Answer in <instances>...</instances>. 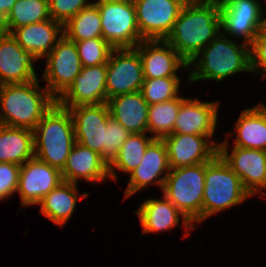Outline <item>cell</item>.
I'll return each mask as SVG.
<instances>
[{
	"label": "cell",
	"instance_id": "obj_7",
	"mask_svg": "<svg viewBox=\"0 0 266 267\" xmlns=\"http://www.w3.org/2000/svg\"><path fill=\"white\" fill-rule=\"evenodd\" d=\"M105 41L114 49L135 48L141 41L132 0H96Z\"/></svg>",
	"mask_w": 266,
	"mask_h": 267
},
{
	"label": "cell",
	"instance_id": "obj_6",
	"mask_svg": "<svg viewBox=\"0 0 266 267\" xmlns=\"http://www.w3.org/2000/svg\"><path fill=\"white\" fill-rule=\"evenodd\" d=\"M204 186L205 162L195 166L170 169L162 191L163 195L194 225L202 222Z\"/></svg>",
	"mask_w": 266,
	"mask_h": 267
},
{
	"label": "cell",
	"instance_id": "obj_14",
	"mask_svg": "<svg viewBox=\"0 0 266 267\" xmlns=\"http://www.w3.org/2000/svg\"><path fill=\"white\" fill-rule=\"evenodd\" d=\"M61 170L33 157L21 165L17 193L21 207L37 205L51 190L63 182Z\"/></svg>",
	"mask_w": 266,
	"mask_h": 267
},
{
	"label": "cell",
	"instance_id": "obj_3",
	"mask_svg": "<svg viewBox=\"0 0 266 267\" xmlns=\"http://www.w3.org/2000/svg\"><path fill=\"white\" fill-rule=\"evenodd\" d=\"M198 61V62H197ZM188 66L192 68L188 81H222L239 72L250 71V46L238 44L221 32L204 47Z\"/></svg>",
	"mask_w": 266,
	"mask_h": 267
},
{
	"label": "cell",
	"instance_id": "obj_26",
	"mask_svg": "<svg viewBox=\"0 0 266 267\" xmlns=\"http://www.w3.org/2000/svg\"><path fill=\"white\" fill-rule=\"evenodd\" d=\"M236 122L234 146L266 151V105L263 102L243 110Z\"/></svg>",
	"mask_w": 266,
	"mask_h": 267
},
{
	"label": "cell",
	"instance_id": "obj_2",
	"mask_svg": "<svg viewBox=\"0 0 266 267\" xmlns=\"http://www.w3.org/2000/svg\"><path fill=\"white\" fill-rule=\"evenodd\" d=\"M38 78L31 82L0 85V124L34 130L56 99ZM42 89L41 91H39Z\"/></svg>",
	"mask_w": 266,
	"mask_h": 267
},
{
	"label": "cell",
	"instance_id": "obj_24",
	"mask_svg": "<svg viewBox=\"0 0 266 267\" xmlns=\"http://www.w3.org/2000/svg\"><path fill=\"white\" fill-rule=\"evenodd\" d=\"M107 105L110 116L129 133H147L149 104L141 91L114 96Z\"/></svg>",
	"mask_w": 266,
	"mask_h": 267
},
{
	"label": "cell",
	"instance_id": "obj_4",
	"mask_svg": "<svg viewBox=\"0 0 266 267\" xmlns=\"http://www.w3.org/2000/svg\"><path fill=\"white\" fill-rule=\"evenodd\" d=\"M33 135L35 157L62 170L76 143L70 111L55 102L38 122Z\"/></svg>",
	"mask_w": 266,
	"mask_h": 267
},
{
	"label": "cell",
	"instance_id": "obj_20",
	"mask_svg": "<svg viewBox=\"0 0 266 267\" xmlns=\"http://www.w3.org/2000/svg\"><path fill=\"white\" fill-rule=\"evenodd\" d=\"M220 103L185 98L174 123L173 134L214 136Z\"/></svg>",
	"mask_w": 266,
	"mask_h": 267
},
{
	"label": "cell",
	"instance_id": "obj_28",
	"mask_svg": "<svg viewBox=\"0 0 266 267\" xmlns=\"http://www.w3.org/2000/svg\"><path fill=\"white\" fill-rule=\"evenodd\" d=\"M155 138L147 136V133H131L119 150L117 158L109 166V177L116 181L115 170L129 174L141 162L148 145Z\"/></svg>",
	"mask_w": 266,
	"mask_h": 267
},
{
	"label": "cell",
	"instance_id": "obj_36",
	"mask_svg": "<svg viewBox=\"0 0 266 267\" xmlns=\"http://www.w3.org/2000/svg\"><path fill=\"white\" fill-rule=\"evenodd\" d=\"M21 166L9 162H0V200L16 193Z\"/></svg>",
	"mask_w": 266,
	"mask_h": 267
},
{
	"label": "cell",
	"instance_id": "obj_19",
	"mask_svg": "<svg viewBox=\"0 0 266 267\" xmlns=\"http://www.w3.org/2000/svg\"><path fill=\"white\" fill-rule=\"evenodd\" d=\"M37 60L10 33L4 32L0 36V85L36 80L38 77L33 63Z\"/></svg>",
	"mask_w": 266,
	"mask_h": 267
},
{
	"label": "cell",
	"instance_id": "obj_5",
	"mask_svg": "<svg viewBox=\"0 0 266 267\" xmlns=\"http://www.w3.org/2000/svg\"><path fill=\"white\" fill-rule=\"evenodd\" d=\"M251 195L230 166L217 154L205 162L202 222L219 212L243 203Z\"/></svg>",
	"mask_w": 266,
	"mask_h": 267
},
{
	"label": "cell",
	"instance_id": "obj_30",
	"mask_svg": "<svg viewBox=\"0 0 266 267\" xmlns=\"http://www.w3.org/2000/svg\"><path fill=\"white\" fill-rule=\"evenodd\" d=\"M49 0H17L3 21L4 31L50 19Z\"/></svg>",
	"mask_w": 266,
	"mask_h": 267
},
{
	"label": "cell",
	"instance_id": "obj_16",
	"mask_svg": "<svg viewBox=\"0 0 266 267\" xmlns=\"http://www.w3.org/2000/svg\"><path fill=\"white\" fill-rule=\"evenodd\" d=\"M72 116L76 142L100 154L110 116L107 103L67 108Z\"/></svg>",
	"mask_w": 266,
	"mask_h": 267
},
{
	"label": "cell",
	"instance_id": "obj_8",
	"mask_svg": "<svg viewBox=\"0 0 266 267\" xmlns=\"http://www.w3.org/2000/svg\"><path fill=\"white\" fill-rule=\"evenodd\" d=\"M263 11L258 0H229L220 6L222 34L242 38V42L250 46L266 27Z\"/></svg>",
	"mask_w": 266,
	"mask_h": 267
},
{
	"label": "cell",
	"instance_id": "obj_31",
	"mask_svg": "<svg viewBox=\"0 0 266 267\" xmlns=\"http://www.w3.org/2000/svg\"><path fill=\"white\" fill-rule=\"evenodd\" d=\"M184 99V97L179 96L169 101L149 105L147 133H151L155 139H162L173 134L178 110Z\"/></svg>",
	"mask_w": 266,
	"mask_h": 267
},
{
	"label": "cell",
	"instance_id": "obj_12",
	"mask_svg": "<svg viewBox=\"0 0 266 267\" xmlns=\"http://www.w3.org/2000/svg\"><path fill=\"white\" fill-rule=\"evenodd\" d=\"M228 140L218 145V154L236 173L251 196L266 188V151L231 146Z\"/></svg>",
	"mask_w": 266,
	"mask_h": 267
},
{
	"label": "cell",
	"instance_id": "obj_27",
	"mask_svg": "<svg viewBox=\"0 0 266 267\" xmlns=\"http://www.w3.org/2000/svg\"><path fill=\"white\" fill-rule=\"evenodd\" d=\"M35 157L33 131L0 124V162L23 165Z\"/></svg>",
	"mask_w": 266,
	"mask_h": 267
},
{
	"label": "cell",
	"instance_id": "obj_22",
	"mask_svg": "<svg viewBox=\"0 0 266 267\" xmlns=\"http://www.w3.org/2000/svg\"><path fill=\"white\" fill-rule=\"evenodd\" d=\"M10 34L36 58H45L64 36L63 24L52 18L13 29Z\"/></svg>",
	"mask_w": 266,
	"mask_h": 267
},
{
	"label": "cell",
	"instance_id": "obj_41",
	"mask_svg": "<svg viewBox=\"0 0 266 267\" xmlns=\"http://www.w3.org/2000/svg\"><path fill=\"white\" fill-rule=\"evenodd\" d=\"M4 26H3V22L0 20V36L4 33Z\"/></svg>",
	"mask_w": 266,
	"mask_h": 267
},
{
	"label": "cell",
	"instance_id": "obj_37",
	"mask_svg": "<svg viewBox=\"0 0 266 267\" xmlns=\"http://www.w3.org/2000/svg\"><path fill=\"white\" fill-rule=\"evenodd\" d=\"M250 71L258 72V75L263 71L262 78L266 79V27L259 32L250 45Z\"/></svg>",
	"mask_w": 266,
	"mask_h": 267
},
{
	"label": "cell",
	"instance_id": "obj_35",
	"mask_svg": "<svg viewBox=\"0 0 266 267\" xmlns=\"http://www.w3.org/2000/svg\"><path fill=\"white\" fill-rule=\"evenodd\" d=\"M88 0H49L50 17L63 25L78 12L90 6Z\"/></svg>",
	"mask_w": 266,
	"mask_h": 267
},
{
	"label": "cell",
	"instance_id": "obj_38",
	"mask_svg": "<svg viewBox=\"0 0 266 267\" xmlns=\"http://www.w3.org/2000/svg\"><path fill=\"white\" fill-rule=\"evenodd\" d=\"M17 0H0V20L3 22Z\"/></svg>",
	"mask_w": 266,
	"mask_h": 267
},
{
	"label": "cell",
	"instance_id": "obj_10",
	"mask_svg": "<svg viewBox=\"0 0 266 267\" xmlns=\"http://www.w3.org/2000/svg\"><path fill=\"white\" fill-rule=\"evenodd\" d=\"M143 82L139 52L135 48L114 49L107 62V101L117 95L140 91Z\"/></svg>",
	"mask_w": 266,
	"mask_h": 267
},
{
	"label": "cell",
	"instance_id": "obj_9",
	"mask_svg": "<svg viewBox=\"0 0 266 267\" xmlns=\"http://www.w3.org/2000/svg\"><path fill=\"white\" fill-rule=\"evenodd\" d=\"M47 64L41 79L49 93L57 100L73 83L82 69L76 44L63 36L46 56Z\"/></svg>",
	"mask_w": 266,
	"mask_h": 267
},
{
	"label": "cell",
	"instance_id": "obj_29",
	"mask_svg": "<svg viewBox=\"0 0 266 267\" xmlns=\"http://www.w3.org/2000/svg\"><path fill=\"white\" fill-rule=\"evenodd\" d=\"M64 36L71 41L103 37L101 16L95 3L78 12L63 25Z\"/></svg>",
	"mask_w": 266,
	"mask_h": 267
},
{
	"label": "cell",
	"instance_id": "obj_23",
	"mask_svg": "<svg viewBox=\"0 0 266 267\" xmlns=\"http://www.w3.org/2000/svg\"><path fill=\"white\" fill-rule=\"evenodd\" d=\"M64 181L77 184L78 179L87 182H103L109 177V166L102 160L100 154L75 143L66 164L61 170Z\"/></svg>",
	"mask_w": 266,
	"mask_h": 267
},
{
	"label": "cell",
	"instance_id": "obj_25",
	"mask_svg": "<svg viewBox=\"0 0 266 267\" xmlns=\"http://www.w3.org/2000/svg\"><path fill=\"white\" fill-rule=\"evenodd\" d=\"M77 185L67 181L61 182L37 204L40 206V213L56 225L63 227L74 213L78 198H87L89 195L81 193L78 196Z\"/></svg>",
	"mask_w": 266,
	"mask_h": 267
},
{
	"label": "cell",
	"instance_id": "obj_39",
	"mask_svg": "<svg viewBox=\"0 0 266 267\" xmlns=\"http://www.w3.org/2000/svg\"><path fill=\"white\" fill-rule=\"evenodd\" d=\"M229 0H214V3L221 6L223 4H225L226 2H228Z\"/></svg>",
	"mask_w": 266,
	"mask_h": 267
},
{
	"label": "cell",
	"instance_id": "obj_13",
	"mask_svg": "<svg viewBox=\"0 0 266 267\" xmlns=\"http://www.w3.org/2000/svg\"><path fill=\"white\" fill-rule=\"evenodd\" d=\"M213 136L170 134L162 138L165 143L170 169L195 166L210 162L218 154L219 142Z\"/></svg>",
	"mask_w": 266,
	"mask_h": 267
},
{
	"label": "cell",
	"instance_id": "obj_18",
	"mask_svg": "<svg viewBox=\"0 0 266 267\" xmlns=\"http://www.w3.org/2000/svg\"><path fill=\"white\" fill-rule=\"evenodd\" d=\"M170 172L167 149L162 139H154L147 147L140 164L129 173V183L125 190V199L155 184L163 189L165 179ZM164 174L163 177L161 175Z\"/></svg>",
	"mask_w": 266,
	"mask_h": 267
},
{
	"label": "cell",
	"instance_id": "obj_21",
	"mask_svg": "<svg viewBox=\"0 0 266 267\" xmlns=\"http://www.w3.org/2000/svg\"><path fill=\"white\" fill-rule=\"evenodd\" d=\"M135 214L139 216V221L142 226V235L146 233H161L166 230L174 228L176 225L181 224L182 218L183 226L186 229L184 236L187 237L195 228L187 217L182 214L177 207L168 200L164 195L161 199H148L138 207ZM187 232V233H186Z\"/></svg>",
	"mask_w": 266,
	"mask_h": 267
},
{
	"label": "cell",
	"instance_id": "obj_15",
	"mask_svg": "<svg viewBox=\"0 0 266 267\" xmlns=\"http://www.w3.org/2000/svg\"><path fill=\"white\" fill-rule=\"evenodd\" d=\"M106 75L107 63L82 67L73 83L56 102L64 108L107 103Z\"/></svg>",
	"mask_w": 266,
	"mask_h": 267
},
{
	"label": "cell",
	"instance_id": "obj_33",
	"mask_svg": "<svg viewBox=\"0 0 266 267\" xmlns=\"http://www.w3.org/2000/svg\"><path fill=\"white\" fill-rule=\"evenodd\" d=\"M82 67L107 63L114 48L103 37L74 41Z\"/></svg>",
	"mask_w": 266,
	"mask_h": 267
},
{
	"label": "cell",
	"instance_id": "obj_1",
	"mask_svg": "<svg viewBox=\"0 0 266 267\" xmlns=\"http://www.w3.org/2000/svg\"><path fill=\"white\" fill-rule=\"evenodd\" d=\"M221 31L219 5L186 2L165 41L189 64Z\"/></svg>",
	"mask_w": 266,
	"mask_h": 267
},
{
	"label": "cell",
	"instance_id": "obj_11",
	"mask_svg": "<svg viewBox=\"0 0 266 267\" xmlns=\"http://www.w3.org/2000/svg\"><path fill=\"white\" fill-rule=\"evenodd\" d=\"M142 40H165L185 0H134Z\"/></svg>",
	"mask_w": 266,
	"mask_h": 267
},
{
	"label": "cell",
	"instance_id": "obj_17",
	"mask_svg": "<svg viewBox=\"0 0 266 267\" xmlns=\"http://www.w3.org/2000/svg\"><path fill=\"white\" fill-rule=\"evenodd\" d=\"M135 49L141 58L144 79L179 77L178 69H191L165 40H142Z\"/></svg>",
	"mask_w": 266,
	"mask_h": 267
},
{
	"label": "cell",
	"instance_id": "obj_40",
	"mask_svg": "<svg viewBox=\"0 0 266 267\" xmlns=\"http://www.w3.org/2000/svg\"><path fill=\"white\" fill-rule=\"evenodd\" d=\"M186 2H196V1H202V2H214V0H185Z\"/></svg>",
	"mask_w": 266,
	"mask_h": 267
},
{
	"label": "cell",
	"instance_id": "obj_34",
	"mask_svg": "<svg viewBox=\"0 0 266 267\" xmlns=\"http://www.w3.org/2000/svg\"><path fill=\"white\" fill-rule=\"evenodd\" d=\"M130 134L118 121L112 117L108 119L105 144L101 151V158L108 166L117 158L121 146Z\"/></svg>",
	"mask_w": 266,
	"mask_h": 267
},
{
	"label": "cell",
	"instance_id": "obj_32",
	"mask_svg": "<svg viewBox=\"0 0 266 267\" xmlns=\"http://www.w3.org/2000/svg\"><path fill=\"white\" fill-rule=\"evenodd\" d=\"M180 81L179 77L144 79L140 91L149 105L157 104L178 98Z\"/></svg>",
	"mask_w": 266,
	"mask_h": 267
}]
</instances>
